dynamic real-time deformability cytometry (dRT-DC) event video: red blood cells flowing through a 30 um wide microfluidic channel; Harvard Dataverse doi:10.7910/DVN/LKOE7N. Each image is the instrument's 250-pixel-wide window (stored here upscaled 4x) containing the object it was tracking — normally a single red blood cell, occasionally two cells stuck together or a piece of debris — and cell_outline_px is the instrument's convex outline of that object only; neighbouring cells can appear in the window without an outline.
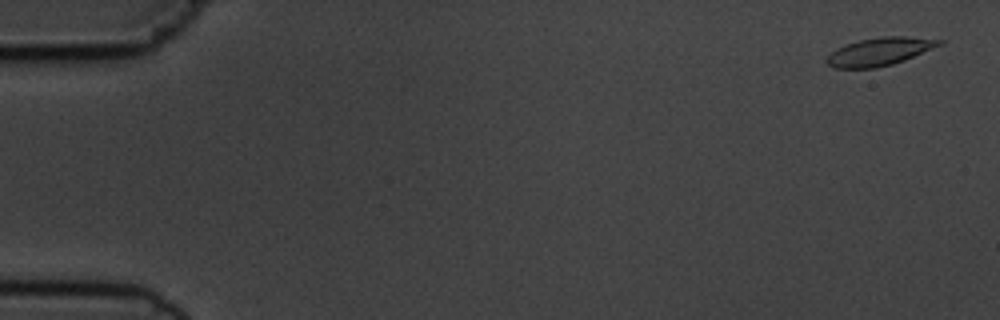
{"species": "common noctule bat (a hibernating species)", "species_latin": "Nyctalus noctula", "temperature_condition": "cold", "stored_images_in_passage": 7, "camera_frame_rate_fps": 3000, "um_per_image_px": 0.085, "animal": {"sex": "male", "body_mass_g": 19.5, "forearm_length_mm": 54.6}, "frame": {"image": 1, "passage_image": 1, "time_ms": 0.0, "image_size_px": [1000, 320], "cell_outline_px": [[944, 44], [904, 60], [892, 64], [876, 68], [832, 68], [828, 64], [828, 56], [836, 48], [844, 44], [860, 40], [880, 36], [904, 36], [944, 40]], "centroid_in_image_um": [74.78, 4.38], "position_along_channel_um": 10.2, "area_um2": 18.32}}
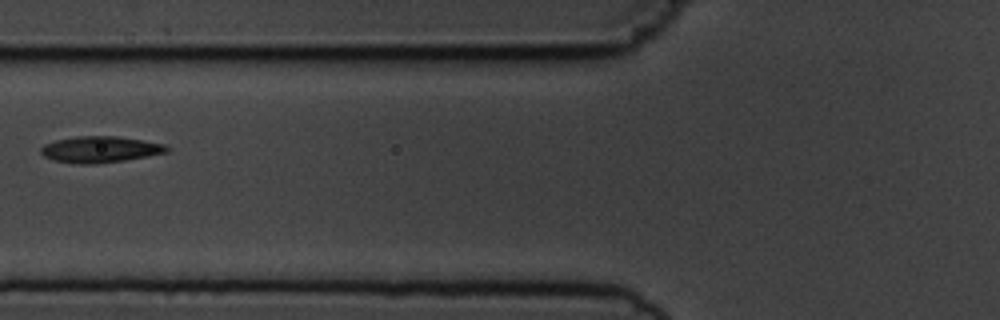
{"frame": {"image": 2, "passage_image": 6, "time_ms": 6.667, "image_size_px": [1000, 320], "cell_outline_px": [[168, 152], [148, 156], [124, 160], [96, 164], [76, 164], [52, 160], [44, 156], [40, 152], [40, 148], [44, 144], [56, 140], [76, 136], [116, 136], [164, 144], [168, 148]], "centroid_in_image_um": [8.46, 12.71], "position_along_channel_um": 117.3, "area_um2": 19.25}}
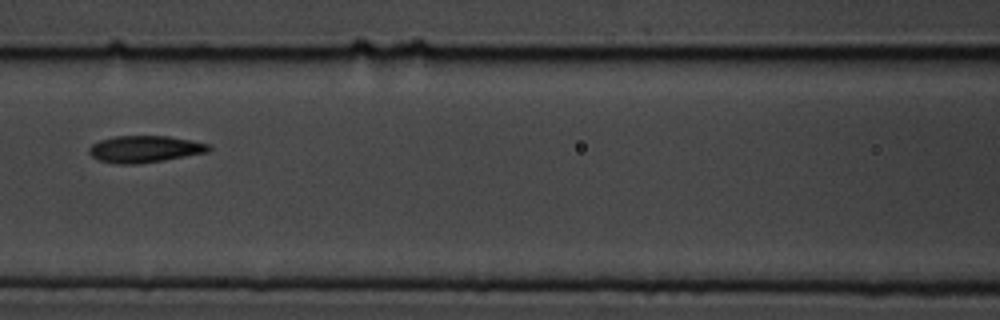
{"frame": {"image": 3, "passage_image": 7, "time_ms": 7.667, "image_size_px": [1000, 320], "cell_outline_px": [[212, 148], [208, 152], [136, 164], [116, 164], [100, 160], [92, 156], [88, 152], [88, 148], [92, 144], [100, 140], [116, 136], [168, 136], [192, 140], [208, 144]], "centroid_in_image_um": [12.28, 12.66], "position_along_channel_um": 154.3, "area_um2": 18.5}}